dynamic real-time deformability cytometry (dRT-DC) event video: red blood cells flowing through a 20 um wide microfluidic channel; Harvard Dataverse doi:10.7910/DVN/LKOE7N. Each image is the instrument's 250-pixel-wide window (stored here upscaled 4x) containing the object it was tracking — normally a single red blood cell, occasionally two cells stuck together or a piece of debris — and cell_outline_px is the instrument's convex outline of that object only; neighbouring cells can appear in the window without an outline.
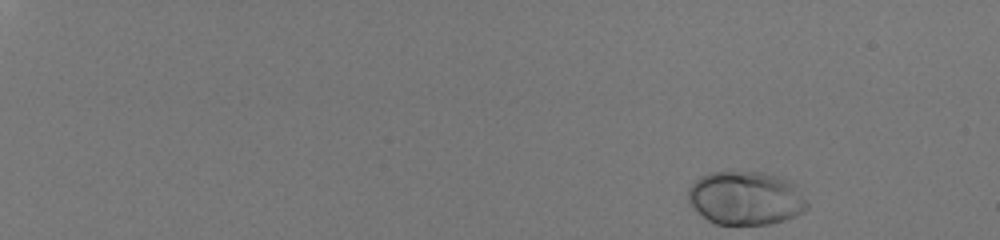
{"species": "human", "species_latin": "Homo sapiens", "temperature_condition": "room temperature", "stored_images_in_passage": 49, "camera_frame_rate_fps": 3000, "um_per_image_px": 0.085, "donor": {"sex": "male"}, "frame": {"image": 1, "passage_image": 1, "time_ms": 0.0, "image_size_px": [1000, 240], "cell_outline_px": [[808, 208], [804, 212], [796, 216], [784, 220], [768, 224], [716, 224], [708, 220], [692, 208], [688, 200], [688, 188], [700, 176], [712, 172], [764, 172], [788, 180], [796, 184], [808, 204]], "centroid_in_image_um": [63.39, 16.84], "position_along_channel_um": 21.6, "area_um2": 37.28}}
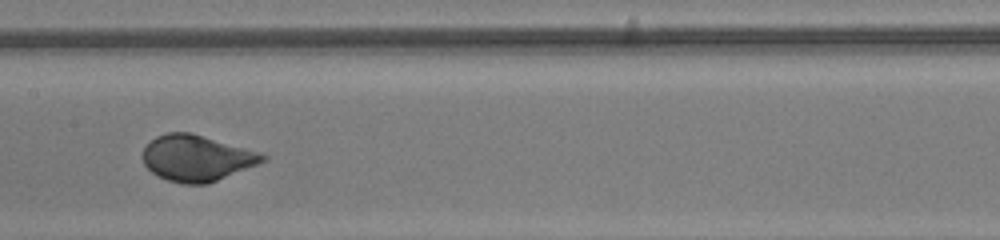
{"frame": {"image": 2, "passage_image": 28, "time_ms": 9.0, "image_size_px": [1000, 240], "cell_outline_px": [[268, 160], [208, 184], [180, 184], [168, 180], [152, 172], [144, 164], [144, 148], [156, 136], [168, 132], [192, 132], [260, 152], [268, 156]], "centroid_in_image_um": [16.76, 13.43], "position_along_channel_um": 190.6, "area_um2": 32.14}}
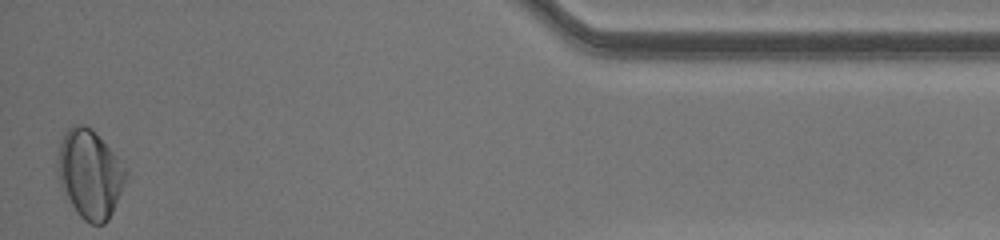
{"frame": {"image": 3, "passage_image": 49, "time_ms": 16.0, "image_size_px": [1000, 240], "cell_outline_px": [[128, 176], [112, 212], [108, 220], [104, 224], [92, 224], [84, 220], [76, 212], [60, 188], [56, 160], [60, 140], [64, 132], [72, 124], [84, 124], [92, 128], [112, 152], [128, 172]], "centroid_in_image_um": [7.59, 14.78], "position_along_channel_um": 427.6, "area_um2": 35.32}, "authors_computed_cell_mechanics": {"area_um2": 31.9634, "velocity_mm_per_s": 4.0926, "shape_relaxation_time_tau1_ms": 2.0522, "shape_relaxation_time_tau2_ms": null, "deformation_change_tau1": 0.1387, "deformation_change_tau2": null}}